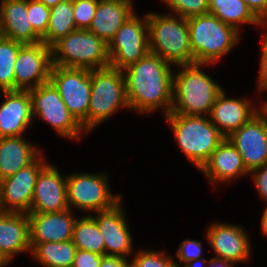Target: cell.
I'll use <instances>...</instances> for the list:
<instances>
[{
    "label": "cell",
    "instance_id": "bcb514c9",
    "mask_svg": "<svg viewBox=\"0 0 267 267\" xmlns=\"http://www.w3.org/2000/svg\"><path fill=\"white\" fill-rule=\"evenodd\" d=\"M262 108L267 112V100H265V102L262 103Z\"/></svg>",
    "mask_w": 267,
    "mask_h": 267
},
{
    "label": "cell",
    "instance_id": "4316f807",
    "mask_svg": "<svg viewBox=\"0 0 267 267\" xmlns=\"http://www.w3.org/2000/svg\"><path fill=\"white\" fill-rule=\"evenodd\" d=\"M32 257L44 267H72L76 246L64 242L30 243Z\"/></svg>",
    "mask_w": 267,
    "mask_h": 267
},
{
    "label": "cell",
    "instance_id": "cb8c5ba5",
    "mask_svg": "<svg viewBox=\"0 0 267 267\" xmlns=\"http://www.w3.org/2000/svg\"><path fill=\"white\" fill-rule=\"evenodd\" d=\"M135 13L133 0H99L88 30L109 44L117 30Z\"/></svg>",
    "mask_w": 267,
    "mask_h": 267
},
{
    "label": "cell",
    "instance_id": "b9f144b4",
    "mask_svg": "<svg viewBox=\"0 0 267 267\" xmlns=\"http://www.w3.org/2000/svg\"><path fill=\"white\" fill-rule=\"evenodd\" d=\"M261 230L265 236H267V206L264 208L263 214L261 216Z\"/></svg>",
    "mask_w": 267,
    "mask_h": 267
},
{
    "label": "cell",
    "instance_id": "e0dca14e",
    "mask_svg": "<svg viewBox=\"0 0 267 267\" xmlns=\"http://www.w3.org/2000/svg\"><path fill=\"white\" fill-rule=\"evenodd\" d=\"M207 230L206 240L215 251L216 258L228 260L233 265L250 258L252 246L242 226L218 221Z\"/></svg>",
    "mask_w": 267,
    "mask_h": 267
},
{
    "label": "cell",
    "instance_id": "60d3db41",
    "mask_svg": "<svg viewBox=\"0 0 267 267\" xmlns=\"http://www.w3.org/2000/svg\"><path fill=\"white\" fill-rule=\"evenodd\" d=\"M202 267H233V264L228 260L212 257L210 260L204 261Z\"/></svg>",
    "mask_w": 267,
    "mask_h": 267
},
{
    "label": "cell",
    "instance_id": "2e32d148",
    "mask_svg": "<svg viewBox=\"0 0 267 267\" xmlns=\"http://www.w3.org/2000/svg\"><path fill=\"white\" fill-rule=\"evenodd\" d=\"M122 201L113 208L95 212L97 216H91L100 230L104 245L105 255L117 256L128 259L132 252L133 240L131 231H129L128 222L124 213ZM133 250V251H132Z\"/></svg>",
    "mask_w": 267,
    "mask_h": 267
},
{
    "label": "cell",
    "instance_id": "7c38bea8",
    "mask_svg": "<svg viewBox=\"0 0 267 267\" xmlns=\"http://www.w3.org/2000/svg\"><path fill=\"white\" fill-rule=\"evenodd\" d=\"M227 139L241 155L249 173L267 164V112L262 108Z\"/></svg>",
    "mask_w": 267,
    "mask_h": 267
},
{
    "label": "cell",
    "instance_id": "e575fe53",
    "mask_svg": "<svg viewBox=\"0 0 267 267\" xmlns=\"http://www.w3.org/2000/svg\"><path fill=\"white\" fill-rule=\"evenodd\" d=\"M201 242L197 240L186 239L182 241L178 250H176L177 263H200L203 264L206 258H203V248Z\"/></svg>",
    "mask_w": 267,
    "mask_h": 267
},
{
    "label": "cell",
    "instance_id": "6da1fadb",
    "mask_svg": "<svg viewBox=\"0 0 267 267\" xmlns=\"http://www.w3.org/2000/svg\"><path fill=\"white\" fill-rule=\"evenodd\" d=\"M172 64L154 53H147L138 62L123 70L130 109L139 113L162 110L168 115L173 103Z\"/></svg>",
    "mask_w": 267,
    "mask_h": 267
},
{
    "label": "cell",
    "instance_id": "7a4b0ae2",
    "mask_svg": "<svg viewBox=\"0 0 267 267\" xmlns=\"http://www.w3.org/2000/svg\"><path fill=\"white\" fill-rule=\"evenodd\" d=\"M207 64L179 65L173 74L171 113L185 116H208L223 87L202 71ZM204 114V115H203Z\"/></svg>",
    "mask_w": 267,
    "mask_h": 267
},
{
    "label": "cell",
    "instance_id": "74e56055",
    "mask_svg": "<svg viewBox=\"0 0 267 267\" xmlns=\"http://www.w3.org/2000/svg\"><path fill=\"white\" fill-rule=\"evenodd\" d=\"M249 174L252 175L257 193L266 202L265 204L267 206V164L252 170Z\"/></svg>",
    "mask_w": 267,
    "mask_h": 267
},
{
    "label": "cell",
    "instance_id": "d6986e66",
    "mask_svg": "<svg viewBox=\"0 0 267 267\" xmlns=\"http://www.w3.org/2000/svg\"><path fill=\"white\" fill-rule=\"evenodd\" d=\"M248 98H229L223 90L212 106L209 118L217 129L227 138L232 132L238 130L248 122L261 109L253 106Z\"/></svg>",
    "mask_w": 267,
    "mask_h": 267
},
{
    "label": "cell",
    "instance_id": "f546056e",
    "mask_svg": "<svg viewBox=\"0 0 267 267\" xmlns=\"http://www.w3.org/2000/svg\"><path fill=\"white\" fill-rule=\"evenodd\" d=\"M23 43L0 38V91L14 90V65Z\"/></svg>",
    "mask_w": 267,
    "mask_h": 267
},
{
    "label": "cell",
    "instance_id": "83f0119b",
    "mask_svg": "<svg viewBox=\"0 0 267 267\" xmlns=\"http://www.w3.org/2000/svg\"><path fill=\"white\" fill-rule=\"evenodd\" d=\"M73 12V0H63L50 8L49 25L42 38L45 45L51 47L60 38L77 30Z\"/></svg>",
    "mask_w": 267,
    "mask_h": 267
},
{
    "label": "cell",
    "instance_id": "484cf974",
    "mask_svg": "<svg viewBox=\"0 0 267 267\" xmlns=\"http://www.w3.org/2000/svg\"><path fill=\"white\" fill-rule=\"evenodd\" d=\"M208 13L216 16L222 22L234 27L238 32L242 24H253L267 28L249 8L244 0H209Z\"/></svg>",
    "mask_w": 267,
    "mask_h": 267
},
{
    "label": "cell",
    "instance_id": "d4e9b609",
    "mask_svg": "<svg viewBox=\"0 0 267 267\" xmlns=\"http://www.w3.org/2000/svg\"><path fill=\"white\" fill-rule=\"evenodd\" d=\"M39 147L20 137L0 138V181L31 164L42 153Z\"/></svg>",
    "mask_w": 267,
    "mask_h": 267
},
{
    "label": "cell",
    "instance_id": "5bb4252c",
    "mask_svg": "<svg viewBox=\"0 0 267 267\" xmlns=\"http://www.w3.org/2000/svg\"><path fill=\"white\" fill-rule=\"evenodd\" d=\"M51 47L43 42L23 44L14 65V90H30L49 81Z\"/></svg>",
    "mask_w": 267,
    "mask_h": 267
},
{
    "label": "cell",
    "instance_id": "4fadbf2b",
    "mask_svg": "<svg viewBox=\"0 0 267 267\" xmlns=\"http://www.w3.org/2000/svg\"><path fill=\"white\" fill-rule=\"evenodd\" d=\"M39 155L31 164L0 181L2 212L30 213L36 179L47 164Z\"/></svg>",
    "mask_w": 267,
    "mask_h": 267
},
{
    "label": "cell",
    "instance_id": "f6af8a7d",
    "mask_svg": "<svg viewBox=\"0 0 267 267\" xmlns=\"http://www.w3.org/2000/svg\"><path fill=\"white\" fill-rule=\"evenodd\" d=\"M6 265H9V263L0 254V267H5Z\"/></svg>",
    "mask_w": 267,
    "mask_h": 267
},
{
    "label": "cell",
    "instance_id": "836d02e7",
    "mask_svg": "<svg viewBox=\"0 0 267 267\" xmlns=\"http://www.w3.org/2000/svg\"><path fill=\"white\" fill-rule=\"evenodd\" d=\"M99 0H73V18L77 29L88 30Z\"/></svg>",
    "mask_w": 267,
    "mask_h": 267
},
{
    "label": "cell",
    "instance_id": "8fae6325",
    "mask_svg": "<svg viewBox=\"0 0 267 267\" xmlns=\"http://www.w3.org/2000/svg\"><path fill=\"white\" fill-rule=\"evenodd\" d=\"M147 13L132 15L116 32L108 44L109 66L124 70L149 53Z\"/></svg>",
    "mask_w": 267,
    "mask_h": 267
},
{
    "label": "cell",
    "instance_id": "ba28073f",
    "mask_svg": "<svg viewBox=\"0 0 267 267\" xmlns=\"http://www.w3.org/2000/svg\"><path fill=\"white\" fill-rule=\"evenodd\" d=\"M104 173L73 172L67 175V201L71 210L85 213L105 211L122 200L121 194H112L109 177Z\"/></svg>",
    "mask_w": 267,
    "mask_h": 267
},
{
    "label": "cell",
    "instance_id": "52a82bcc",
    "mask_svg": "<svg viewBox=\"0 0 267 267\" xmlns=\"http://www.w3.org/2000/svg\"><path fill=\"white\" fill-rule=\"evenodd\" d=\"M123 70L106 67L90 70L91 95L88 108V132L120 109H129Z\"/></svg>",
    "mask_w": 267,
    "mask_h": 267
},
{
    "label": "cell",
    "instance_id": "d6a6232c",
    "mask_svg": "<svg viewBox=\"0 0 267 267\" xmlns=\"http://www.w3.org/2000/svg\"><path fill=\"white\" fill-rule=\"evenodd\" d=\"M27 10L34 32L42 39L49 25L50 8L38 0H27Z\"/></svg>",
    "mask_w": 267,
    "mask_h": 267
},
{
    "label": "cell",
    "instance_id": "ab89813d",
    "mask_svg": "<svg viewBox=\"0 0 267 267\" xmlns=\"http://www.w3.org/2000/svg\"><path fill=\"white\" fill-rule=\"evenodd\" d=\"M99 267H130V260L123 257L105 255L101 258Z\"/></svg>",
    "mask_w": 267,
    "mask_h": 267
},
{
    "label": "cell",
    "instance_id": "d590c367",
    "mask_svg": "<svg viewBox=\"0 0 267 267\" xmlns=\"http://www.w3.org/2000/svg\"><path fill=\"white\" fill-rule=\"evenodd\" d=\"M261 45V59L259 66V77L257 81V92L259 94L265 91L267 92V31H264Z\"/></svg>",
    "mask_w": 267,
    "mask_h": 267
},
{
    "label": "cell",
    "instance_id": "f35d334b",
    "mask_svg": "<svg viewBox=\"0 0 267 267\" xmlns=\"http://www.w3.org/2000/svg\"><path fill=\"white\" fill-rule=\"evenodd\" d=\"M252 12L267 24V0H244Z\"/></svg>",
    "mask_w": 267,
    "mask_h": 267
},
{
    "label": "cell",
    "instance_id": "4dcf8cb0",
    "mask_svg": "<svg viewBox=\"0 0 267 267\" xmlns=\"http://www.w3.org/2000/svg\"><path fill=\"white\" fill-rule=\"evenodd\" d=\"M174 15L189 18L208 14L209 0H161Z\"/></svg>",
    "mask_w": 267,
    "mask_h": 267
},
{
    "label": "cell",
    "instance_id": "8992f818",
    "mask_svg": "<svg viewBox=\"0 0 267 267\" xmlns=\"http://www.w3.org/2000/svg\"><path fill=\"white\" fill-rule=\"evenodd\" d=\"M52 65L88 70L109 67L108 44L89 30L77 29L51 46Z\"/></svg>",
    "mask_w": 267,
    "mask_h": 267
},
{
    "label": "cell",
    "instance_id": "3957f363",
    "mask_svg": "<svg viewBox=\"0 0 267 267\" xmlns=\"http://www.w3.org/2000/svg\"><path fill=\"white\" fill-rule=\"evenodd\" d=\"M149 50L174 65L194 63L187 18L173 13H147Z\"/></svg>",
    "mask_w": 267,
    "mask_h": 267
},
{
    "label": "cell",
    "instance_id": "ee69618b",
    "mask_svg": "<svg viewBox=\"0 0 267 267\" xmlns=\"http://www.w3.org/2000/svg\"><path fill=\"white\" fill-rule=\"evenodd\" d=\"M172 267H181V266H180V263H177L176 261H174ZM182 267H202V264L193 262V263L184 264Z\"/></svg>",
    "mask_w": 267,
    "mask_h": 267
},
{
    "label": "cell",
    "instance_id": "f1b7e54d",
    "mask_svg": "<svg viewBox=\"0 0 267 267\" xmlns=\"http://www.w3.org/2000/svg\"><path fill=\"white\" fill-rule=\"evenodd\" d=\"M72 242L76 246V249L105 256V245L102 234L90 213L77 218L74 224Z\"/></svg>",
    "mask_w": 267,
    "mask_h": 267
},
{
    "label": "cell",
    "instance_id": "ac0fdd59",
    "mask_svg": "<svg viewBox=\"0 0 267 267\" xmlns=\"http://www.w3.org/2000/svg\"><path fill=\"white\" fill-rule=\"evenodd\" d=\"M0 138L23 136L34 119L29 90L1 91Z\"/></svg>",
    "mask_w": 267,
    "mask_h": 267
},
{
    "label": "cell",
    "instance_id": "277c9868",
    "mask_svg": "<svg viewBox=\"0 0 267 267\" xmlns=\"http://www.w3.org/2000/svg\"><path fill=\"white\" fill-rule=\"evenodd\" d=\"M194 63L215 65L240 41L239 32L212 14L187 18Z\"/></svg>",
    "mask_w": 267,
    "mask_h": 267
},
{
    "label": "cell",
    "instance_id": "30bf717a",
    "mask_svg": "<svg viewBox=\"0 0 267 267\" xmlns=\"http://www.w3.org/2000/svg\"><path fill=\"white\" fill-rule=\"evenodd\" d=\"M49 81L57 89L69 112L88 134L90 70L52 65Z\"/></svg>",
    "mask_w": 267,
    "mask_h": 267
},
{
    "label": "cell",
    "instance_id": "5b68a950",
    "mask_svg": "<svg viewBox=\"0 0 267 267\" xmlns=\"http://www.w3.org/2000/svg\"><path fill=\"white\" fill-rule=\"evenodd\" d=\"M165 118L180 150L199 170L226 138L209 116H185L170 112Z\"/></svg>",
    "mask_w": 267,
    "mask_h": 267
},
{
    "label": "cell",
    "instance_id": "44dd1931",
    "mask_svg": "<svg viewBox=\"0 0 267 267\" xmlns=\"http://www.w3.org/2000/svg\"><path fill=\"white\" fill-rule=\"evenodd\" d=\"M31 252L29 216L27 213H0V254L10 263L12 258Z\"/></svg>",
    "mask_w": 267,
    "mask_h": 267
},
{
    "label": "cell",
    "instance_id": "603a6c76",
    "mask_svg": "<svg viewBox=\"0 0 267 267\" xmlns=\"http://www.w3.org/2000/svg\"><path fill=\"white\" fill-rule=\"evenodd\" d=\"M2 36L23 44H35L42 39L34 32L27 10V0H1Z\"/></svg>",
    "mask_w": 267,
    "mask_h": 267
},
{
    "label": "cell",
    "instance_id": "7402d4cb",
    "mask_svg": "<svg viewBox=\"0 0 267 267\" xmlns=\"http://www.w3.org/2000/svg\"><path fill=\"white\" fill-rule=\"evenodd\" d=\"M200 171L214 185L232 181L240 176H251L243 164L241 155L227 138L212 152Z\"/></svg>",
    "mask_w": 267,
    "mask_h": 267
},
{
    "label": "cell",
    "instance_id": "1f68e13d",
    "mask_svg": "<svg viewBox=\"0 0 267 267\" xmlns=\"http://www.w3.org/2000/svg\"><path fill=\"white\" fill-rule=\"evenodd\" d=\"M130 260V267H172L174 260L166 252L139 250Z\"/></svg>",
    "mask_w": 267,
    "mask_h": 267
},
{
    "label": "cell",
    "instance_id": "8d00e7d4",
    "mask_svg": "<svg viewBox=\"0 0 267 267\" xmlns=\"http://www.w3.org/2000/svg\"><path fill=\"white\" fill-rule=\"evenodd\" d=\"M102 257L93 252L77 249L72 267H99Z\"/></svg>",
    "mask_w": 267,
    "mask_h": 267
},
{
    "label": "cell",
    "instance_id": "9c48e42d",
    "mask_svg": "<svg viewBox=\"0 0 267 267\" xmlns=\"http://www.w3.org/2000/svg\"><path fill=\"white\" fill-rule=\"evenodd\" d=\"M29 93L34 118L38 117L46 121L61 137L80 141L82 133L86 132L69 112L57 89L50 81L30 89Z\"/></svg>",
    "mask_w": 267,
    "mask_h": 267
},
{
    "label": "cell",
    "instance_id": "7bdbcfd3",
    "mask_svg": "<svg viewBox=\"0 0 267 267\" xmlns=\"http://www.w3.org/2000/svg\"><path fill=\"white\" fill-rule=\"evenodd\" d=\"M40 2H42L46 7H53L55 5H57L58 3L62 2L63 0H38Z\"/></svg>",
    "mask_w": 267,
    "mask_h": 267
},
{
    "label": "cell",
    "instance_id": "9a60e30c",
    "mask_svg": "<svg viewBox=\"0 0 267 267\" xmlns=\"http://www.w3.org/2000/svg\"><path fill=\"white\" fill-rule=\"evenodd\" d=\"M47 164L37 176L30 213H52L69 209L67 201V176Z\"/></svg>",
    "mask_w": 267,
    "mask_h": 267
},
{
    "label": "cell",
    "instance_id": "7dc6e473",
    "mask_svg": "<svg viewBox=\"0 0 267 267\" xmlns=\"http://www.w3.org/2000/svg\"><path fill=\"white\" fill-rule=\"evenodd\" d=\"M2 37L1 22H0V38Z\"/></svg>",
    "mask_w": 267,
    "mask_h": 267
},
{
    "label": "cell",
    "instance_id": "ffe728a7",
    "mask_svg": "<svg viewBox=\"0 0 267 267\" xmlns=\"http://www.w3.org/2000/svg\"><path fill=\"white\" fill-rule=\"evenodd\" d=\"M69 208L61 212L28 213L30 243L64 242L72 240L77 220Z\"/></svg>",
    "mask_w": 267,
    "mask_h": 267
}]
</instances>
